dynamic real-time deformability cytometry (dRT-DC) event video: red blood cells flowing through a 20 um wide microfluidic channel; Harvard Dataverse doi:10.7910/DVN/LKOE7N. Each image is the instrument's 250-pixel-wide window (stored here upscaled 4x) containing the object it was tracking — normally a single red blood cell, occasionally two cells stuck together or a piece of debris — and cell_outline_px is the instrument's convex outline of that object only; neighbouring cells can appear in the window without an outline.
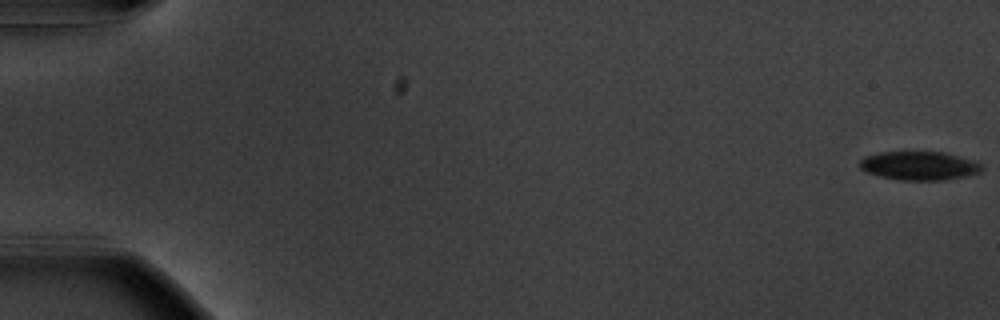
{"species": "common noctule bat (a hibernating species)", "species_latin": "Nyctalus noctula", "temperature_condition": "warm", "stored_images_in_passage": 19, "camera_frame_rate_fps": 3000, "um_per_image_px": 0.085, "animal": {"sex": "male", "body_mass_g": 20.1, "forearm_length_mm": 53.5}, "frame": {"image": 1, "passage_image": 1, "time_ms": 0.0, "image_size_px": [1000, 320], "cell_outline_px": [[984, 168], [980, 172], [968, 176], [944, 180], [900, 180], [880, 176], [868, 172], [860, 168], [860, 160], [864, 156], [880, 152], [944, 152], [976, 160]], "centroid_in_image_um": [78.18, 14.08], "position_along_channel_um": 6.8, "area_um2": 20.52}}
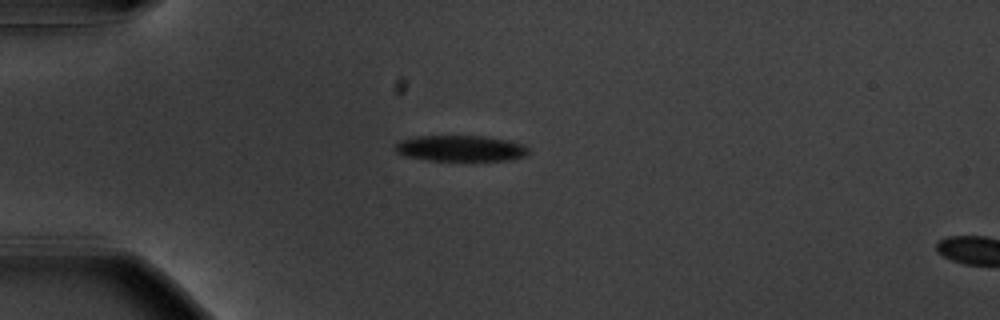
{"frame": {"image": 2, "passage_image": 16, "time_ms": 5.0, "image_size_px": [1000, 320], "cell_outline_px": [[528, 156], [512, 160], [428, 160], [404, 156], [396, 152], [392, 148], [400, 140], [416, 136], [484, 136], [508, 140], [524, 144], [528, 148]], "centroid_in_image_um": [39.15, 12.61], "position_along_channel_um": 45.8, "area_um2": 20.35}}